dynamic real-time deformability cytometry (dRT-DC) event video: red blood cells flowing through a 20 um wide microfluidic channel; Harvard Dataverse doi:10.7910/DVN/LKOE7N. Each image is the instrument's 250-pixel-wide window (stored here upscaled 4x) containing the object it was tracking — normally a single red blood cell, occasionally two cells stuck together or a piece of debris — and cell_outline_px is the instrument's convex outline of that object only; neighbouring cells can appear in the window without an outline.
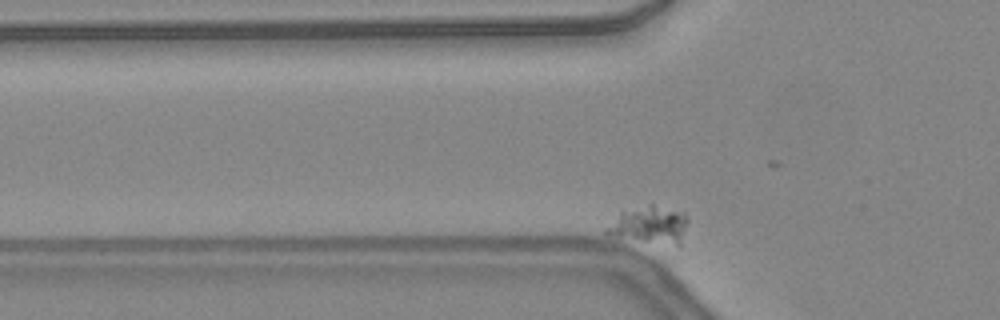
{"species": "common noctule bat (a hibernating species)", "species_latin": "Nyctalus noctula", "temperature_condition": "warm", "stored_images_in_passage": 3, "camera_frame_rate_fps": 3000, "um_per_image_px": 0.085, "animal": {"sex": "female", "body_mass_g": 24.6, "forearm_length_mm": 56.2}, "frame": {"image": 1, "passage_image": 2, "time_ms": 0.333, "image_size_px": [1000, 320], "cell_outline_px": [[688, 220], [680, 248], [616, 236], [604, 232], [604, 228], [620, 208], [648, 204], [652, 204], [684, 212], [688, 216]], "centroid_in_image_um": [55.2, 19.1], "position_along_channel_um": 70.6, "area_um2": 18.67}}